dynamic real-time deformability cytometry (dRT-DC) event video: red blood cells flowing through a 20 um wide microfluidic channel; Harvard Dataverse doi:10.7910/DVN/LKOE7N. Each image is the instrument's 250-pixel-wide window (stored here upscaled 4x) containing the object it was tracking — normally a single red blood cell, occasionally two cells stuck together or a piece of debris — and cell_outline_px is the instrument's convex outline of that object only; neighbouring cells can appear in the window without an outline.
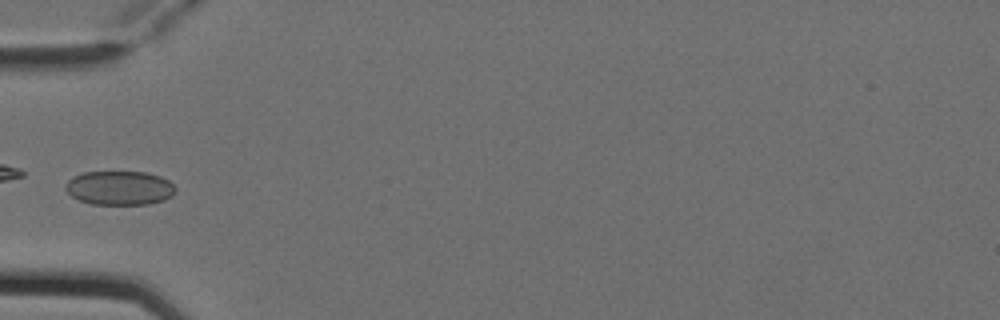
{"species": "Egyptian fruit bat (a non-hibernating species)", "species_latin": "Rousettus aegyptiacus", "temperature_condition": "cold", "stored_images_in_passage": 5, "camera_frame_rate_fps": 3000, "um_per_image_px": 0.085, "animal": {"sex": "female"}, "frame": {"image": 1, "passage_image": 4, "time_ms": 1.0, "image_size_px": [1000, 320], "cell_outline_px": [[176, 192], [172, 196], [164, 200], [148, 204], [92, 204], [80, 200], [72, 196], [64, 188], [64, 184], [72, 176], [84, 172], [148, 172], [160, 176], [168, 180], [176, 188]], "centroid_in_image_um": [10.16, 15.97], "position_along_channel_um": 74.8, "area_um2": 21.96}}
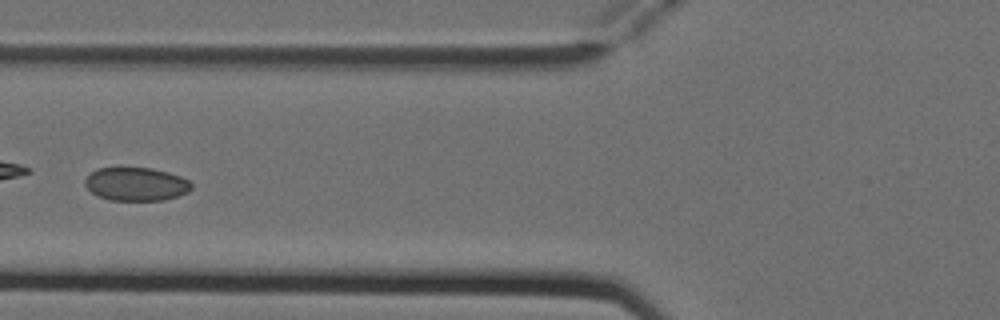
{"frame": {"image": 2, "passage_image": 5, "time_ms": 1.333, "image_size_px": [1000, 320], "cell_outline_px": [[192, 188], [188, 192], [164, 200], [108, 200], [92, 192], [84, 184], [84, 180], [96, 168], [120, 164], [152, 168], [168, 172], [180, 176], [188, 180], [192, 184]], "centroid_in_image_um": [11.53, 15.59], "position_along_channel_um": 114.3, "area_um2": 21.39}}